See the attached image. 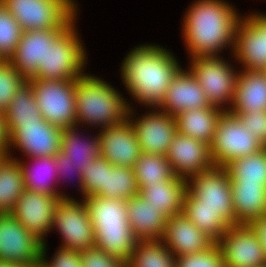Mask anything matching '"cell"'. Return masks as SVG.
Here are the masks:
<instances>
[{"label": "cell", "mask_w": 266, "mask_h": 267, "mask_svg": "<svg viewBox=\"0 0 266 267\" xmlns=\"http://www.w3.org/2000/svg\"><path fill=\"white\" fill-rule=\"evenodd\" d=\"M184 18L182 33L192 58L217 56L226 45L234 47L241 18L226 1L198 0Z\"/></svg>", "instance_id": "6da1fadb"}, {"label": "cell", "mask_w": 266, "mask_h": 267, "mask_svg": "<svg viewBox=\"0 0 266 267\" xmlns=\"http://www.w3.org/2000/svg\"><path fill=\"white\" fill-rule=\"evenodd\" d=\"M171 52L158 45H142L127 55L122 79L131 95L146 106L158 107L181 69Z\"/></svg>", "instance_id": "7a4b0ae2"}, {"label": "cell", "mask_w": 266, "mask_h": 267, "mask_svg": "<svg viewBox=\"0 0 266 267\" xmlns=\"http://www.w3.org/2000/svg\"><path fill=\"white\" fill-rule=\"evenodd\" d=\"M83 201L93 224L94 246L126 264L138 242L127 218V200L93 195Z\"/></svg>", "instance_id": "3957f363"}, {"label": "cell", "mask_w": 266, "mask_h": 267, "mask_svg": "<svg viewBox=\"0 0 266 267\" xmlns=\"http://www.w3.org/2000/svg\"><path fill=\"white\" fill-rule=\"evenodd\" d=\"M77 125L114 126L128 118L129 104L121 94L98 77L82 74L75 82Z\"/></svg>", "instance_id": "277c9868"}, {"label": "cell", "mask_w": 266, "mask_h": 267, "mask_svg": "<svg viewBox=\"0 0 266 267\" xmlns=\"http://www.w3.org/2000/svg\"><path fill=\"white\" fill-rule=\"evenodd\" d=\"M189 178L183 208L214 209L229 225H233V195L226 167L214 165Z\"/></svg>", "instance_id": "5b68a950"}, {"label": "cell", "mask_w": 266, "mask_h": 267, "mask_svg": "<svg viewBox=\"0 0 266 267\" xmlns=\"http://www.w3.org/2000/svg\"><path fill=\"white\" fill-rule=\"evenodd\" d=\"M72 23L53 43H48L46 59L33 79L76 80L86 63V54Z\"/></svg>", "instance_id": "8992f818"}, {"label": "cell", "mask_w": 266, "mask_h": 267, "mask_svg": "<svg viewBox=\"0 0 266 267\" xmlns=\"http://www.w3.org/2000/svg\"><path fill=\"white\" fill-rule=\"evenodd\" d=\"M35 101L45 121L61 129L77 126L76 80L30 79Z\"/></svg>", "instance_id": "52a82bcc"}, {"label": "cell", "mask_w": 266, "mask_h": 267, "mask_svg": "<svg viewBox=\"0 0 266 267\" xmlns=\"http://www.w3.org/2000/svg\"><path fill=\"white\" fill-rule=\"evenodd\" d=\"M264 148L260 141L239 119L225 111L218 119L215 135L210 144L214 165L226 166L237 158L247 157Z\"/></svg>", "instance_id": "ba28073f"}, {"label": "cell", "mask_w": 266, "mask_h": 267, "mask_svg": "<svg viewBox=\"0 0 266 267\" xmlns=\"http://www.w3.org/2000/svg\"><path fill=\"white\" fill-rule=\"evenodd\" d=\"M23 31L61 29L76 12L63 0H0Z\"/></svg>", "instance_id": "9c48e42d"}, {"label": "cell", "mask_w": 266, "mask_h": 267, "mask_svg": "<svg viewBox=\"0 0 266 267\" xmlns=\"http://www.w3.org/2000/svg\"><path fill=\"white\" fill-rule=\"evenodd\" d=\"M221 59L220 56L194 57L189 69L203 88L210 105L220 108L224 102L232 104L238 77L230 64Z\"/></svg>", "instance_id": "30bf717a"}, {"label": "cell", "mask_w": 266, "mask_h": 267, "mask_svg": "<svg viewBox=\"0 0 266 267\" xmlns=\"http://www.w3.org/2000/svg\"><path fill=\"white\" fill-rule=\"evenodd\" d=\"M82 203V204H81ZM61 199L54 212L52 227L62 235V248L82 252L95 245L93 224L84 201Z\"/></svg>", "instance_id": "8fae6325"}, {"label": "cell", "mask_w": 266, "mask_h": 267, "mask_svg": "<svg viewBox=\"0 0 266 267\" xmlns=\"http://www.w3.org/2000/svg\"><path fill=\"white\" fill-rule=\"evenodd\" d=\"M42 245L10 213L0 214V260L33 267L42 260Z\"/></svg>", "instance_id": "7c38bea8"}, {"label": "cell", "mask_w": 266, "mask_h": 267, "mask_svg": "<svg viewBox=\"0 0 266 267\" xmlns=\"http://www.w3.org/2000/svg\"><path fill=\"white\" fill-rule=\"evenodd\" d=\"M216 244L226 267H264L266 252L250 224L230 225Z\"/></svg>", "instance_id": "4fadbf2b"}, {"label": "cell", "mask_w": 266, "mask_h": 267, "mask_svg": "<svg viewBox=\"0 0 266 267\" xmlns=\"http://www.w3.org/2000/svg\"><path fill=\"white\" fill-rule=\"evenodd\" d=\"M263 15L243 17L236 27L233 49L244 70H266V15Z\"/></svg>", "instance_id": "5bb4252c"}, {"label": "cell", "mask_w": 266, "mask_h": 267, "mask_svg": "<svg viewBox=\"0 0 266 267\" xmlns=\"http://www.w3.org/2000/svg\"><path fill=\"white\" fill-rule=\"evenodd\" d=\"M60 200V196H49L25 189L10 214L44 243L43 237L53 229L54 212Z\"/></svg>", "instance_id": "9a60e30c"}, {"label": "cell", "mask_w": 266, "mask_h": 267, "mask_svg": "<svg viewBox=\"0 0 266 267\" xmlns=\"http://www.w3.org/2000/svg\"><path fill=\"white\" fill-rule=\"evenodd\" d=\"M131 115L129 108L128 118L117 125L103 128L98 135L100 156L114 166L133 168L142 153L136 131L130 122Z\"/></svg>", "instance_id": "2e32d148"}, {"label": "cell", "mask_w": 266, "mask_h": 267, "mask_svg": "<svg viewBox=\"0 0 266 267\" xmlns=\"http://www.w3.org/2000/svg\"><path fill=\"white\" fill-rule=\"evenodd\" d=\"M76 14L61 29L24 31L13 55L11 64L27 80L34 78L38 66L45 61L48 43H53L73 22Z\"/></svg>", "instance_id": "e0dca14e"}, {"label": "cell", "mask_w": 266, "mask_h": 267, "mask_svg": "<svg viewBox=\"0 0 266 267\" xmlns=\"http://www.w3.org/2000/svg\"><path fill=\"white\" fill-rule=\"evenodd\" d=\"M61 128L47 121L16 124L9 132V148L16 146L27 157L55 156L60 152Z\"/></svg>", "instance_id": "ac0fdd59"}, {"label": "cell", "mask_w": 266, "mask_h": 267, "mask_svg": "<svg viewBox=\"0 0 266 267\" xmlns=\"http://www.w3.org/2000/svg\"><path fill=\"white\" fill-rule=\"evenodd\" d=\"M165 156L169 160L174 174L186 180L214 166L208 143L195 140L179 132L173 137Z\"/></svg>", "instance_id": "d6986e66"}, {"label": "cell", "mask_w": 266, "mask_h": 267, "mask_svg": "<svg viewBox=\"0 0 266 267\" xmlns=\"http://www.w3.org/2000/svg\"><path fill=\"white\" fill-rule=\"evenodd\" d=\"M142 153L165 156L177 133L175 117L164 111L154 110L136 121L130 120ZM134 122V123H133Z\"/></svg>", "instance_id": "ffe728a7"}, {"label": "cell", "mask_w": 266, "mask_h": 267, "mask_svg": "<svg viewBox=\"0 0 266 267\" xmlns=\"http://www.w3.org/2000/svg\"><path fill=\"white\" fill-rule=\"evenodd\" d=\"M161 239L175 257L206 251L215 243L183 213L167 218Z\"/></svg>", "instance_id": "44dd1931"}, {"label": "cell", "mask_w": 266, "mask_h": 267, "mask_svg": "<svg viewBox=\"0 0 266 267\" xmlns=\"http://www.w3.org/2000/svg\"><path fill=\"white\" fill-rule=\"evenodd\" d=\"M205 92L191 71L182 68L167 88L166 94L158 106L172 116L187 109L210 107Z\"/></svg>", "instance_id": "7402d4cb"}, {"label": "cell", "mask_w": 266, "mask_h": 267, "mask_svg": "<svg viewBox=\"0 0 266 267\" xmlns=\"http://www.w3.org/2000/svg\"><path fill=\"white\" fill-rule=\"evenodd\" d=\"M238 74L232 105L228 113L266 111V72L244 70Z\"/></svg>", "instance_id": "603a6c76"}, {"label": "cell", "mask_w": 266, "mask_h": 267, "mask_svg": "<svg viewBox=\"0 0 266 267\" xmlns=\"http://www.w3.org/2000/svg\"><path fill=\"white\" fill-rule=\"evenodd\" d=\"M127 218L138 240L161 239L167 217L140 194L126 201Z\"/></svg>", "instance_id": "cb8c5ba5"}, {"label": "cell", "mask_w": 266, "mask_h": 267, "mask_svg": "<svg viewBox=\"0 0 266 267\" xmlns=\"http://www.w3.org/2000/svg\"><path fill=\"white\" fill-rule=\"evenodd\" d=\"M225 111V108L212 105L207 108L184 110L174 116L177 132L210 145L215 135L218 119Z\"/></svg>", "instance_id": "d4e9b609"}, {"label": "cell", "mask_w": 266, "mask_h": 267, "mask_svg": "<svg viewBox=\"0 0 266 267\" xmlns=\"http://www.w3.org/2000/svg\"><path fill=\"white\" fill-rule=\"evenodd\" d=\"M186 190L187 180L176 176L161 183L146 184L139 194L168 218L182 213Z\"/></svg>", "instance_id": "484cf974"}, {"label": "cell", "mask_w": 266, "mask_h": 267, "mask_svg": "<svg viewBox=\"0 0 266 267\" xmlns=\"http://www.w3.org/2000/svg\"><path fill=\"white\" fill-rule=\"evenodd\" d=\"M234 224H250L266 216V185L231 184Z\"/></svg>", "instance_id": "4316f807"}, {"label": "cell", "mask_w": 266, "mask_h": 267, "mask_svg": "<svg viewBox=\"0 0 266 267\" xmlns=\"http://www.w3.org/2000/svg\"><path fill=\"white\" fill-rule=\"evenodd\" d=\"M4 117L8 132L16 124L43 123L45 121L35 101L29 81H26L15 92V96L4 112Z\"/></svg>", "instance_id": "83f0119b"}, {"label": "cell", "mask_w": 266, "mask_h": 267, "mask_svg": "<svg viewBox=\"0 0 266 267\" xmlns=\"http://www.w3.org/2000/svg\"><path fill=\"white\" fill-rule=\"evenodd\" d=\"M25 190L22 168L10 155L0 157V214L11 213Z\"/></svg>", "instance_id": "f1b7e54d"}, {"label": "cell", "mask_w": 266, "mask_h": 267, "mask_svg": "<svg viewBox=\"0 0 266 267\" xmlns=\"http://www.w3.org/2000/svg\"><path fill=\"white\" fill-rule=\"evenodd\" d=\"M30 159L35 162L36 166L38 165V168L30 169L27 164L25 165V163L18 161L22 168L25 189L49 196H60V199H69L65 194L63 195L57 192L56 189L53 188L54 185L50 184V180L53 181V179L58 176L55 157H32Z\"/></svg>", "instance_id": "f546056e"}, {"label": "cell", "mask_w": 266, "mask_h": 267, "mask_svg": "<svg viewBox=\"0 0 266 267\" xmlns=\"http://www.w3.org/2000/svg\"><path fill=\"white\" fill-rule=\"evenodd\" d=\"M75 127L77 128V126H71L62 130L60 151L82 171L92 160L100 156V138L97 135L90 141L81 140Z\"/></svg>", "instance_id": "4dcf8cb0"}, {"label": "cell", "mask_w": 266, "mask_h": 267, "mask_svg": "<svg viewBox=\"0 0 266 267\" xmlns=\"http://www.w3.org/2000/svg\"><path fill=\"white\" fill-rule=\"evenodd\" d=\"M231 184L266 185V147L227 164Z\"/></svg>", "instance_id": "1f68e13d"}, {"label": "cell", "mask_w": 266, "mask_h": 267, "mask_svg": "<svg viewBox=\"0 0 266 267\" xmlns=\"http://www.w3.org/2000/svg\"><path fill=\"white\" fill-rule=\"evenodd\" d=\"M125 267H176V257L162 239L138 240Z\"/></svg>", "instance_id": "d6a6232c"}, {"label": "cell", "mask_w": 266, "mask_h": 267, "mask_svg": "<svg viewBox=\"0 0 266 267\" xmlns=\"http://www.w3.org/2000/svg\"><path fill=\"white\" fill-rule=\"evenodd\" d=\"M139 194L134 169L111 165L105 169L104 186L96 194L105 198L130 200Z\"/></svg>", "instance_id": "836d02e7"}, {"label": "cell", "mask_w": 266, "mask_h": 267, "mask_svg": "<svg viewBox=\"0 0 266 267\" xmlns=\"http://www.w3.org/2000/svg\"><path fill=\"white\" fill-rule=\"evenodd\" d=\"M139 191L146 184L161 183L176 177L166 156L141 153L133 167Z\"/></svg>", "instance_id": "e575fe53"}, {"label": "cell", "mask_w": 266, "mask_h": 267, "mask_svg": "<svg viewBox=\"0 0 266 267\" xmlns=\"http://www.w3.org/2000/svg\"><path fill=\"white\" fill-rule=\"evenodd\" d=\"M182 213L215 243L226 234L230 227L219 215V211L214 209L183 208Z\"/></svg>", "instance_id": "d590c367"}, {"label": "cell", "mask_w": 266, "mask_h": 267, "mask_svg": "<svg viewBox=\"0 0 266 267\" xmlns=\"http://www.w3.org/2000/svg\"><path fill=\"white\" fill-rule=\"evenodd\" d=\"M23 32L12 14L0 2V59L9 60Z\"/></svg>", "instance_id": "8d00e7d4"}, {"label": "cell", "mask_w": 266, "mask_h": 267, "mask_svg": "<svg viewBox=\"0 0 266 267\" xmlns=\"http://www.w3.org/2000/svg\"><path fill=\"white\" fill-rule=\"evenodd\" d=\"M27 80L9 60L0 59V112L4 113L15 92Z\"/></svg>", "instance_id": "74e56055"}, {"label": "cell", "mask_w": 266, "mask_h": 267, "mask_svg": "<svg viewBox=\"0 0 266 267\" xmlns=\"http://www.w3.org/2000/svg\"><path fill=\"white\" fill-rule=\"evenodd\" d=\"M111 165L107 159L98 156L87 167L83 168L84 198L96 195L101 190V186H104L105 169H108Z\"/></svg>", "instance_id": "f35d334b"}, {"label": "cell", "mask_w": 266, "mask_h": 267, "mask_svg": "<svg viewBox=\"0 0 266 267\" xmlns=\"http://www.w3.org/2000/svg\"><path fill=\"white\" fill-rule=\"evenodd\" d=\"M176 267H226L219 246L214 243L206 251L176 257Z\"/></svg>", "instance_id": "ab89813d"}, {"label": "cell", "mask_w": 266, "mask_h": 267, "mask_svg": "<svg viewBox=\"0 0 266 267\" xmlns=\"http://www.w3.org/2000/svg\"><path fill=\"white\" fill-rule=\"evenodd\" d=\"M235 115L244 125V129H248L258 139L260 143L266 147V111L255 109L254 113H231Z\"/></svg>", "instance_id": "60d3db41"}, {"label": "cell", "mask_w": 266, "mask_h": 267, "mask_svg": "<svg viewBox=\"0 0 266 267\" xmlns=\"http://www.w3.org/2000/svg\"><path fill=\"white\" fill-rule=\"evenodd\" d=\"M82 267H125V263L93 246L80 252Z\"/></svg>", "instance_id": "b9f144b4"}, {"label": "cell", "mask_w": 266, "mask_h": 267, "mask_svg": "<svg viewBox=\"0 0 266 267\" xmlns=\"http://www.w3.org/2000/svg\"><path fill=\"white\" fill-rule=\"evenodd\" d=\"M46 243L42 245V264L46 267H82L80 252L60 247L53 260L46 261ZM49 262V263H48Z\"/></svg>", "instance_id": "7bdbcfd3"}, {"label": "cell", "mask_w": 266, "mask_h": 267, "mask_svg": "<svg viewBox=\"0 0 266 267\" xmlns=\"http://www.w3.org/2000/svg\"><path fill=\"white\" fill-rule=\"evenodd\" d=\"M55 163H56V171L58 174V178H61L62 176L69 175L68 173H73L75 174L76 172V177L79 178V187L82 190L83 194V174L82 171H80L79 167L74 166L71 161L68 159V157L63 154L61 151L57 153L55 156ZM72 175V174H71ZM61 176V177H60ZM66 178V177H65Z\"/></svg>", "instance_id": "ee69618b"}, {"label": "cell", "mask_w": 266, "mask_h": 267, "mask_svg": "<svg viewBox=\"0 0 266 267\" xmlns=\"http://www.w3.org/2000/svg\"><path fill=\"white\" fill-rule=\"evenodd\" d=\"M9 134L6 127L4 113L0 112V157L8 156L9 153Z\"/></svg>", "instance_id": "f6af8a7d"}, {"label": "cell", "mask_w": 266, "mask_h": 267, "mask_svg": "<svg viewBox=\"0 0 266 267\" xmlns=\"http://www.w3.org/2000/svg\"><path fill=\"white\" fill-rule=\"evenodd\" d=\"M250 226L256 232L258 239L261 241L266 252V216H262L250 223Z\"/></svg>", "instance_id": "bcb514c9"}, {"label": "cell", "mask_w": 266, "mask_h": 267, "mask_svg": "<svg viewBox=\"0 0 266 267\" xmlns=\"http://www.w3.org/2000/svg\"><path fill=\"white\" fill-rule=\"evenodd\" d=\"M0 267H24L17 264L10 263L8 261L0 260Z\"/></svg>", "instance_id": "7dc6e473"}, {"label": "cell", "mask_w": 266, "mask_h": 267, "mask_svg": "<svg viewBox=\"0 0 266 267\" xmlns=\"http://www.w3.org/2000/svg\"><path fill=\"white\" fill-rule=\"evenodd\" d=\"M67 5H69L75 12H77V8L75 2L72 0H63Z\"/></svg>", "instance_id": "c3c4849f"}, {"label": "cell", "mask_w": 266, "mask_h": 267, "mask_svg": "<svg viewBox=\"0 0 266 267\" xmlns=\"http://www.w3.org/2000/svg\"><path fill=\"white\" fill-rule=\"evenodd\" d=\"M33 267H46L45 265L42 264V262H40L39 264L33 266Z\"/></svg>", "instance_id": "681fc988"}]
</instances>
